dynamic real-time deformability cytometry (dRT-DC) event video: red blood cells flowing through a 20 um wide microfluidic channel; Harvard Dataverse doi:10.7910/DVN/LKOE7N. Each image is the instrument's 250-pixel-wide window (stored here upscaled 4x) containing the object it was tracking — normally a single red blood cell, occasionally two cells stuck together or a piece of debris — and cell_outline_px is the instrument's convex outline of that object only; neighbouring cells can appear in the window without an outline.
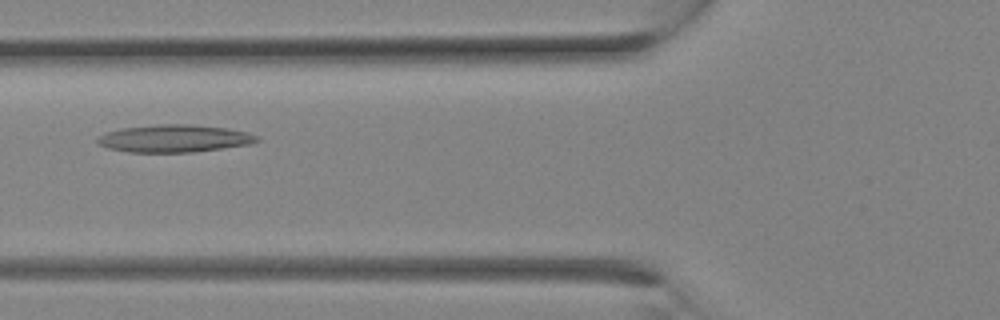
{"species": "Egyptian fruit bat (a non-hibernating species)", "species_latin": "Rousettus aegyptiacus", "temperature_condition": "room temperature", "stored_images_in_passage": 9, "camera_frame_rate_fps": 3000, "um_per_image_px": 0.085, "animal": {"sex": "female"}, "frame": {"image": 1, "passage_image": 6, "time_ms": 1.667, "image_size_px": [1000, 320], "cell_outline_px": [[260, 140], [248, 144], [192, 152], [128, 152], [108, 148], [100, 144], [96, 140], [96, 136], [120, 128], [160, 124], [188, 124], [224, 128], [248, 132], [256, 136]], "centroid_in_image_um": [14.76, 11.77], "position_along_channel_um": 111.0, "area_um2": 25.26}}
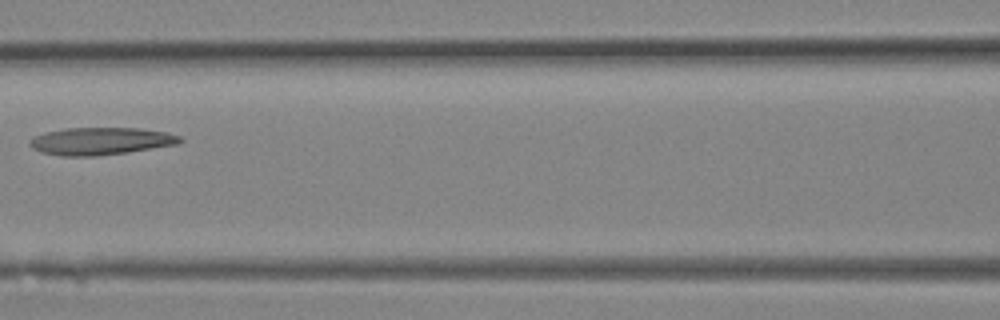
{"frame": {"image": 2, "passage_image": 8, "time_ms": 2.333, "image_size_px": [1000, 320], "cell_outline_px": [[184, 140], [180, 144], [128, 152], [96, 156], [60, 156], [40, 152], [32, 148], [28, 144], [28, 140], [32, 136], [44, 132], [64, 128], [140, 128], [168, 132], [180, 136]], "centroid_in_image_um": [8.54, 11.99], "position_along_channel_um": 158.1, "area_um2": 24.45}}